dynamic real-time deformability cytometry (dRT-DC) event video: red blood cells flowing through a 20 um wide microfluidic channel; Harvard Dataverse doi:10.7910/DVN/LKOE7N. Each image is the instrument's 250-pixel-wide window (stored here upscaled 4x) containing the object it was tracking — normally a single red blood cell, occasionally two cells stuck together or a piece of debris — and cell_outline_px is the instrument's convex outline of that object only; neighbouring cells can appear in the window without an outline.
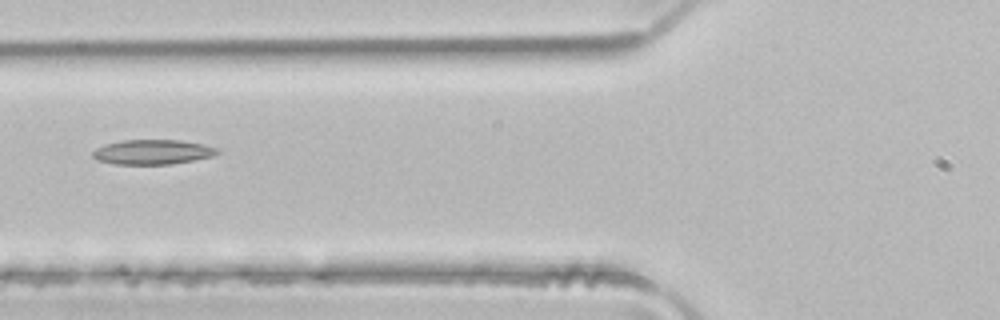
{"species": "common noctule bat (a hibernating species)", "species_latin": "Nyctalus noctula", "temperature_condition": "room temperature", "stored_images_in_passage": 4, "camera_frame_rate_fps": 3000, "um_per_image_px": 0.085, "animal": {"sex": "male", "body_mass_g": 21.5, "forearm_length_mm": 52.0}, "frame": {"image": 1, "passage_image": 4, "time_ms": 1.0, "image_size_px": [1000, 320], "cell_outline_px": [[220, 152], [212, 156], [172, 164], [112, 164], [96, 160], [92, 156], [92, 152], [96, 148], [104, 144], [120, 140], [180, 140], [204, 144], [220, 148]], "centroid_in_image_um": [12.95, 12.91], "position_along_channel_um": 112.8, "area_um2": 18.15}}